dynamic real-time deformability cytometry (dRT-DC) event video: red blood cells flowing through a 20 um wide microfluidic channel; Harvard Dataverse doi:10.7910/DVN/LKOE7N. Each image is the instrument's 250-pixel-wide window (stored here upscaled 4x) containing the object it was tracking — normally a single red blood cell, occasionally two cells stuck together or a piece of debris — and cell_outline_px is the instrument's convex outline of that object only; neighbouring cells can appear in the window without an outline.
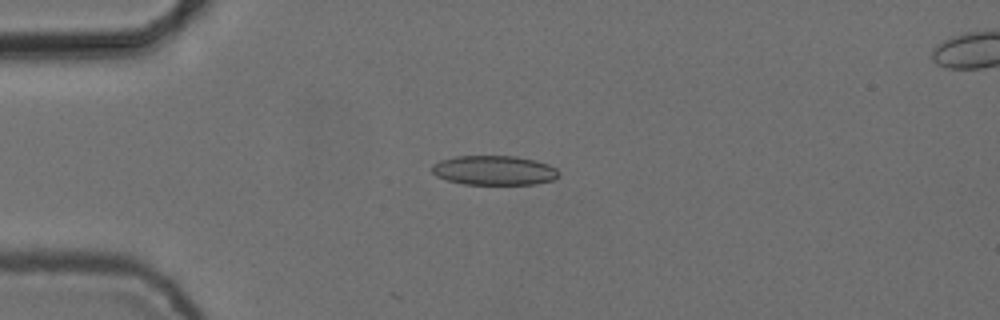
{"species": "common noctule bat (a hibernating species)", "species_latin": "Nyctalus noctula", "temperature_condition": "cold", "stored_images_in_passage": 5, "segment_of_instrument_passage": [1, 2], "camera_frame_rate_fps": 3000, "um_per_image_px": 0.085, "animal": {"sex": "female", "body_mass_g": 24.6, "forearm_length_mm": 56.2}, "frame": {"image": 1, "passage_image": 4, "time_ms": 1.0, "image_size_px": [1000, 320], "cell_outline_px": [[560, 176], [552, 180], [536, 184], [464, 184], [448, 180], [436, 176], [432, 172], [432, 164], [440, 160], [456, 156], [516, 156], [536, 160], [548, 164], [556, 168], [560, 172]], "centroid_in_image_um": [42.02, 14.47], "position_along_channel_um": 43.0, "area_um2": 21.91}}